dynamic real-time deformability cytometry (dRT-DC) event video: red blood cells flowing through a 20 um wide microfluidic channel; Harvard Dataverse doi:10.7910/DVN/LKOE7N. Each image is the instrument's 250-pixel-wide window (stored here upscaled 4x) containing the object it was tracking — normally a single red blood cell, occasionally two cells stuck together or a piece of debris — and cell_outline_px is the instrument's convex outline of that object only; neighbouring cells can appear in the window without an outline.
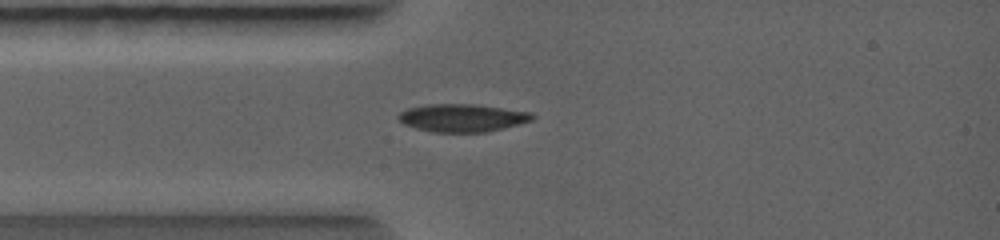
{"species": "common noctule bat (a hibernating species)", "species_latin": "Nyctalus noctula", "temperature_condition": "warm", "stored_images_in_passage": 4, "camera_frame_rate_fps": 5000, "um_per_image_px": 0.085, "animal": {"sex": "female", "body_mass_g": 19.0, "forearm_length_mm": 56.7}, "frame": {"image": 1, "passage_image": 4, "time_ms": 1.6, "image_size_px": [1000, 240], "cell_outline_px": [[536, 116], [532, 120], [504, 128], [488, 132], [432, 132], [416, 128], [404, 124], [396, 116], [400, 112], [408, 108], [428, 104], [472, 104], [532, 112]], "centroid_in_image_um": [39.29, 10.02], "position_along_channel_um": 45.7, "area_um2": 21.68}}